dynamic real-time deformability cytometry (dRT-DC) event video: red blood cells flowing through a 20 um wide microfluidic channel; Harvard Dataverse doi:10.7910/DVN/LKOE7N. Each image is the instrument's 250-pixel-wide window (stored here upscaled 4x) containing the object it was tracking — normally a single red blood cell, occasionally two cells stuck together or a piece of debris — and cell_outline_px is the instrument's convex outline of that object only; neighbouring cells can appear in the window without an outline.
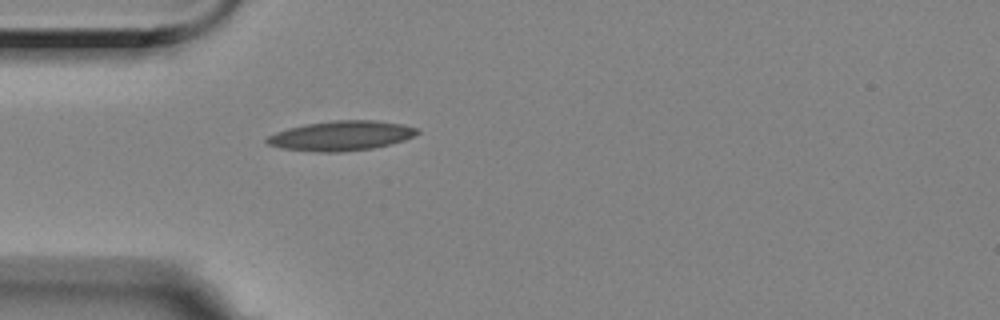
{"species": "Egyptian fruit bat (a non-hibernating species)", "species_latin": "Rousettus aegyptiacus", "temperature_condition": "room temperature", "stored_images_in_passage": 41, "camera_frame_rate_fps": 3000, "um_per_image_px": 0.085, "animal": {"sex": "female"}, "frame": {"image": 1, "passage_image": 1, "time_ms": 0.0, "image_size_px": [1000, 320], "cell_outline_px": [[420, 132], [404, 140], [372, 148], [340, 152], [320, 152], [280, 148], [268, 144], [264, 140], [268, 136], [276, 132], [288, 128], [304, 124], [332, 120], [376, 120], [404, 124], [416, 128]], "centroid_in_image_um": [28.97, 11.53], "position_along_channel_um": 56.0, "area_um2": 26.01}}
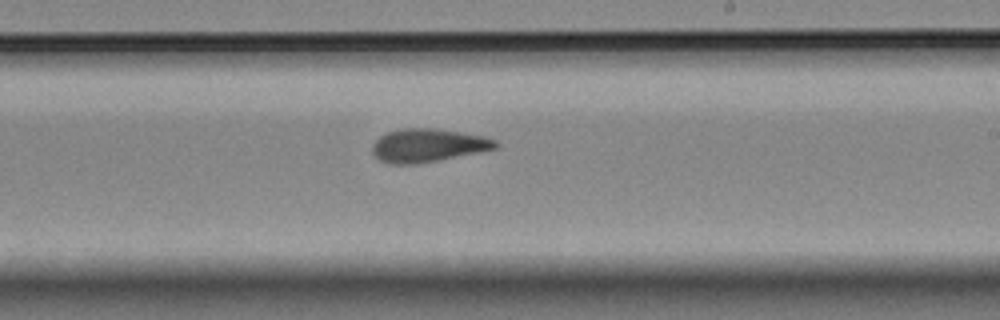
{"frame": {"image": 2, "passage_image": 18, "time_ms": 5.667, "image_size_px": [1000, 320], "cell_outline_px": [[500, 144], [496, 148], [480, 152], [416, 164], [388, 164], [380, 160], [372, 152], [372, 144], [380, 136], [388, 132], [400, 128], [436, 128], [484, 136], [496, 140]], "centroid_in_image_um": [36.37, 12.35], "position_along_channel_um": 252.6, "area_um2": 23.93}}
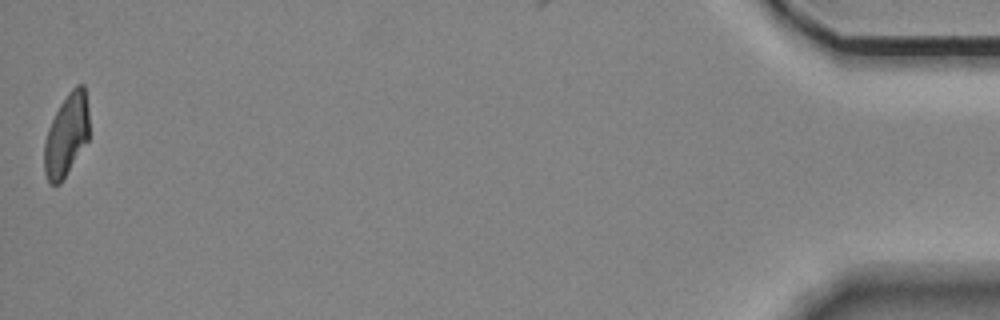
{"frame": {"image": 3, "passage_image": 41, "time_ms": 13.333, "image_size_px": [1000, 320], "cell_outline_px": [[88, 140], [60, 184], [52, 184], [48, 180], [44, 172], [44, 144], [48, 128], [60, 104], [68, 92], [76, 84], [84, 84], [88, 108]], "centroid_in_image_um": [5.64, 11.46], "position_along_channel_um": 429.6, "area_um2": 21.39}, "authors_computed_cell_mechanics": {"area_um2": 23.3512, "velocity_mm_per_s": 3.5289, "shape_relaxation_time_tau1_ms": null, "shape_relaxation_time_tau2_ms": 3.3359, "deformation_change_tau1": null, "deformation_change_tau2": 0.1033}}